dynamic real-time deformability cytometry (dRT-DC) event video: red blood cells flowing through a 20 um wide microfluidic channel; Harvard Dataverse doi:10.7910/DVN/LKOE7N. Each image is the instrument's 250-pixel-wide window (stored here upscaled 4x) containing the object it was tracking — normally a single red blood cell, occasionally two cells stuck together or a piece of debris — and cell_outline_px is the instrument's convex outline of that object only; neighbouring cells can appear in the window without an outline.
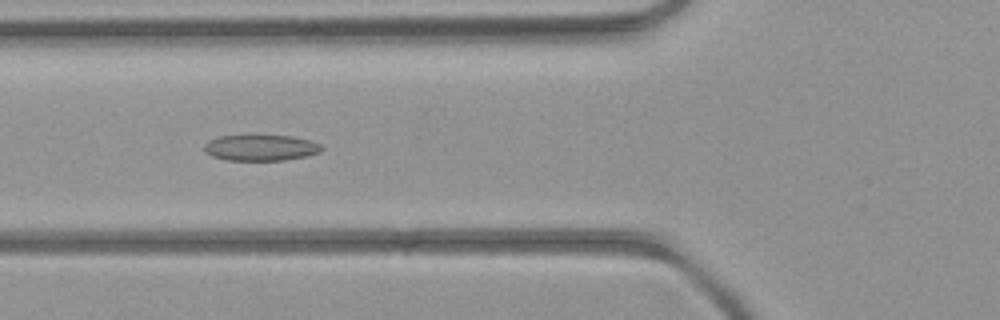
{"species": "common noctule bat (a hibernating species)", "species_latin": "Nyctalus noctula", "temperature_condition": "room temperature", "stored_images_in_passage": 46, "camera_frame_rate_fps": 3000, "um_per_image_px": 0.085, "animal": {"sex": "female", "body_mass_g": 21.9}, "frame": {"image": 1, "passage_image": 13, "time_ms": 4.0, "image_size_px": [1000, 320], "cell_outline_px": [[324, 148], [320, 152], [308, 156], [284, 160], [228, 160], [212, 156], [204, 152], [204, 144], [208, 140], [220, 136], [292, 136], [308, 140], [320, 144]], "centroid_in_image_um": [22.16, 12.56], "position_along_channel_um": 103.6, "area_um2": 17.69}}
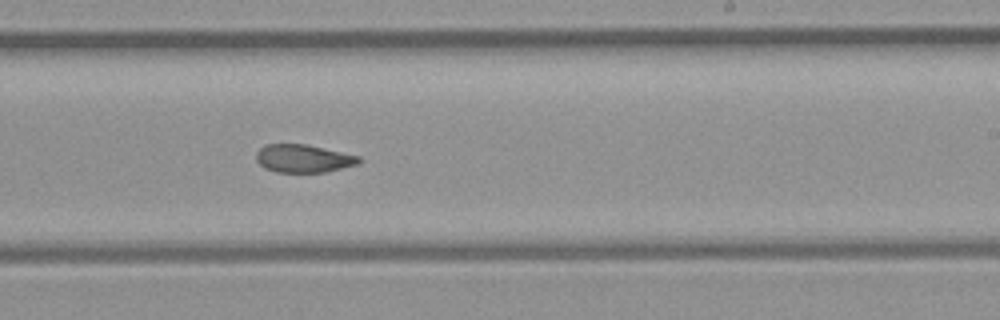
{"frame": {"image": 2, "passage_image": 25, "time_ms": 8.0, "image_size_px": [1000, 320], "cell_outline_px": [[360, 164], [324, 172], [276, 172], [264, 168], [256, 160], [256, 152], [264, 144], [308, 144], [360, 156]], "centroid_in_image_um": [25.78, 13.46], "position_along_channel_um": 263.2, "area_um2": 16.88}}
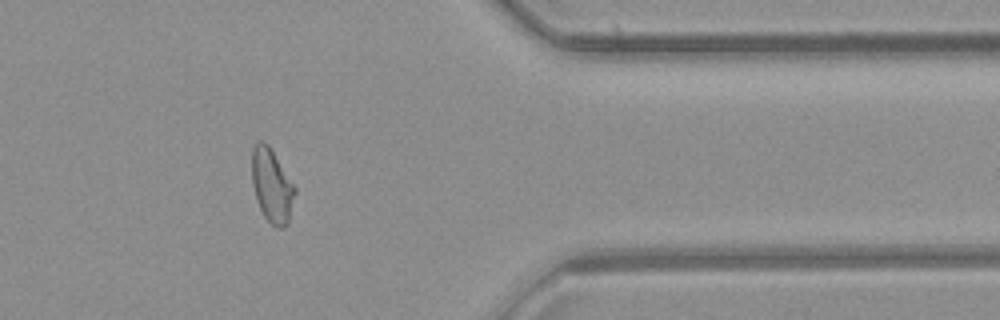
{"frame": {"image": 3, "passage_image": 36, "time_ms": 11.667, "image_size_px": [1000, 320], "cell_outline_px": [[296, 192], [288, 224], [280, 228], [276, 228], [264, 216], [256, 200], [252, 184], [252, 148], [256, 140], [260, 140], [268, 144], [296, 188]], "centroid_in_image_um": [23.1, 15.77], "position_along_channel_um": 388.3, "area_um2": 18.5}, "authors_computed_cell_mechanics": {"area_um2": 18.3804, "velocity_mm_per_s": 3.9789, "shape_relaxation_time_tau1_ms": null, "shape_relaxation_time_tau2_ms": 2.9454, "deformation_change_tau1": null, "deformation_change_tau2": 0.0877}}